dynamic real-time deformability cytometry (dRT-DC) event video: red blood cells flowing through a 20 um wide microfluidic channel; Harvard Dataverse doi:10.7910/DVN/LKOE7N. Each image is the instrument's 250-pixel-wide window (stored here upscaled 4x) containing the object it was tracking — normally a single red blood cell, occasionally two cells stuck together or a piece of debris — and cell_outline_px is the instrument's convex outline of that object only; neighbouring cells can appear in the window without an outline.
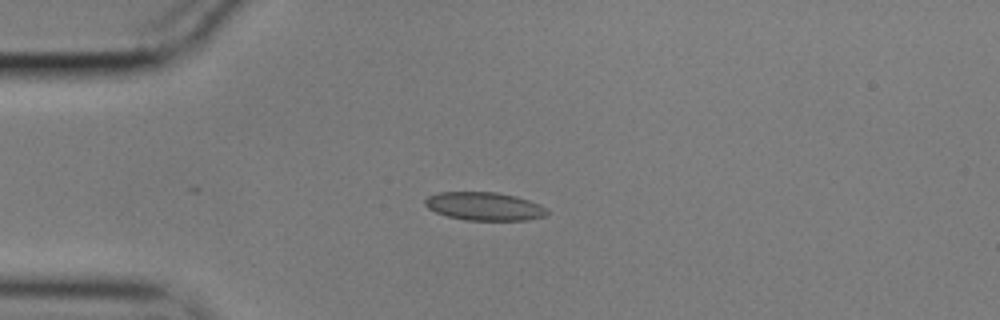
{"species": "common noctule bat (a hibernating species)", "species_latin": "Nyctalus noctula", "temperature_condition": "cold", "stored_images_in_passage": 11, "camera_frame_rate_fps": 3000, "um_per_image_px": 0.085, "animal": {"sex": "male", "body_mass_g": 17.9}, "frame": {"image": 1, "passage_image": 1, "time_ms": 0.0, "image_size_px": [1000, 320], "cell_outline_px": [[548, 212], [544, 216], [524, 220], [464, 220], [448, 216], [436, 212], [428, 208], [424, 204], [424, 200], [428, 196], [440, 192], [496, 192], [516, 196], [540, 204]], "centroid_in_image_um": [41.14, 17.53], "position_along_channel_um": 43.9, "area_um2": 19.94}}
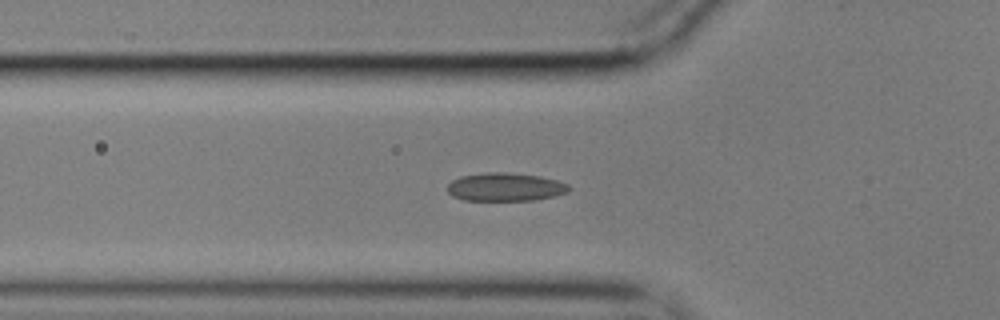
{"frame": {"image": 2, "passage_image": 6, "time_ms": 1.667, "image_size_px": [1000, 320], "cell_outline_px": [[572, 188], [568, 192], [552, 196], [532, 200], [464, 200], [452, 196], [448, 192], [448, 184], [452, 180], [460, 176], [488, 172], [504, 172], [540, 176], [556, 180], [568, 184]], "centroid_in_image_um": [42.94, 15.89], "position_along_channel_um": 82.9, "area_um2": 19.94}}